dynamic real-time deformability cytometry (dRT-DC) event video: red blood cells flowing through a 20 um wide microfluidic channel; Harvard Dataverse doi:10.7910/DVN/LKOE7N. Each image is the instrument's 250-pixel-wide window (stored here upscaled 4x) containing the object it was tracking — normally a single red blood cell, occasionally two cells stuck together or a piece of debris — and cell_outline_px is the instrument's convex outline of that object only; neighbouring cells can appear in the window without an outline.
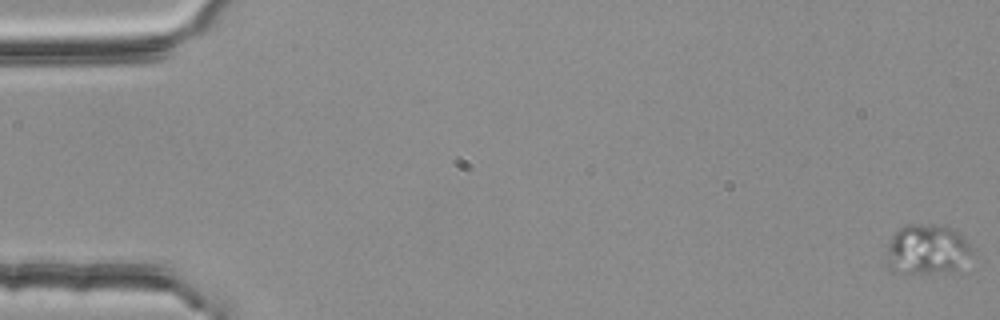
{"species": "common noctule bat (a hibernating species)", "species_latin": "Nyctalus noctula", "temperature_condition": "room temperature", "stored_images_in_passage": 56, "camera_frame_rate_fps": 3000, "um_per_image_px": 0.085, "animal": {"sex": "female", "body_mass_g": 25.1}, "frame": {"image": 1, "passage_image": 1, "time_ms": 0.0, "image_size_px": [1000, 320], "cell_outline_px": [[976, 256], [952, 268], [908, 276], [892, 272], [884, 264], [888, 244], [892, 236], [900, 228], [908, 224], [920, 224], [952, 228], [972, 248]], "centroid_in_image_um": [78.7, 21.24], "position_along_channel_um": 6.3, "area_um2": 24.97}}
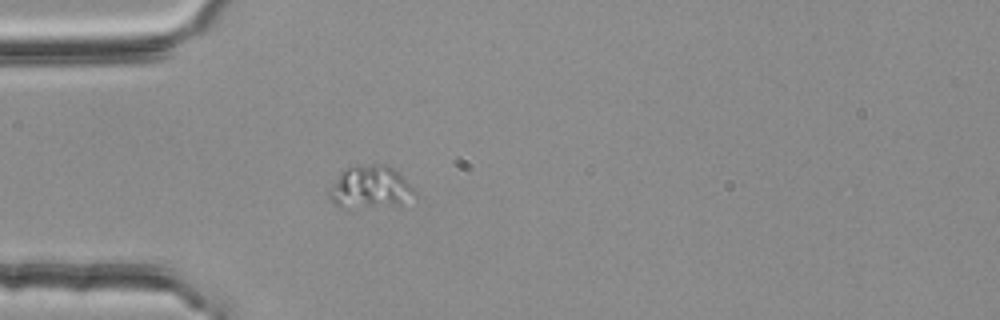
{"frame": {"image": 2, "passage_image": 17, "time_ms": 5.333, "image_size_px": [1000, 320], "cell_outline_px": [[416, 196], [400, 204], [340, 208], [328, 196], [328, 192], [340, 172], [356, 164], [388, 164], [416, 184]], "centroid_in_image_um": [31.55, 15.87], "position_along_channel_um": 53.4, "area_um2": 21.62}}